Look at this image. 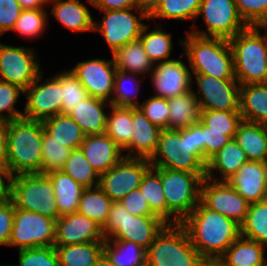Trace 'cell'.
Masks as SVG:
<instances>
[{"mask_svg":"<svg viewBox=\"0 0 267 266\" xmlns=\"http://www.w3.org/2000/svg\"><path fill=\"white\" fill-rule=\"evenodd\" d=\"M180 224L206 262H217L240 236L239 224L209 209L201 201Z\"/></svg>","mask_w":267,"mask_h":266,"instance_id":"obj_1","label":"cell"},{"mask_svg":"<svg viewBox=\"0 0 267 266\" xmlns=\"http://www.w3.org/2000/svg\"><path fill=\"white\" fill-rule=\"evenodd\" d=\"M152 167L191 173H206L201 121L186 129H162L158 147L149 159Z\"/></svg>","mask_w":267,"mask_h":266,"instance_id":"obj_2","label":"cell"},{"mask_svg":"<svg viewBox=\"0 0 267 266\" xmlns=\"http://www.w3.org/2000/svg\"><path fill=\"white\" fill-rule=\"evenodd\" d=\"M192 74L210 75L217 79H236L233 53L229 41L202 37L186 31L178 38Z\"/></svg>","mask_w":267,"mask_h":266,"instance_id":"obj_3","label":"cell"},{"mask_svg":"<svg viewBox=\"0 0 267 266\" xmlns=\"http://www.w3.org/2000/svg\"><path fill=\"white\" fill-rule=\"evenodd\" d=\"M42 138L41 121L24 117L9 121L6 166L11 176L40 174Z\"/></svg>","mask_w":267,"mask_h":266,"instance_id":"obj_4","label":"cell"},{"mask_svg":"<svg viewBox=\"0 0 267 266\" xmlns=\"http://www.w3.org/2000/svg\"><path fill=\"white\" fill-rule=\"evenodd\" d=\"M228 41L239 84L267 83V28L248 26Z\"/></svg>","mask_w":267,"mask_h":266,"instance_id":"obj_5","label":"cell"},{"mask_svg":"<svg viewBox=\"0 0 267 266\" xmlns=\"http://www.w3.org/2000/svg\"><path fill=\"white\" fill-rule=\"evenodd\" d=\"M153 168L161 178L166 200V224H179L200 202L201 183L206 173Z\"/></svg>","mask_w":267,"mask_h":266,"instance_id":"obj_6","label":"cell"},{"mask_svg":"<svg viewBox=\"0 0 267 266\" xmlns=\"http://www.w3.org/2000/svg\"><path fill=\"white\" fill-rule=\"evenodd\" d=\"M185 228L166 224L146 250V266H203Z\"/></svg>","mask_w":267,"mask_h":266,"instance_id":"obj_7","label":"cell"},{"mask_svg":"<svg viewBox=\"0 0 267 266\" xmlns=\"http://www.w3.org/2000/svg\"><path fill=\"white\" fill-rule=\"evenodd\" d=\"M165 225L155 215H132L117 201L111 204L102 233L105 239L127 240L147 250Z\"/></svg>","mask_w":267,"mask_h":266,"instance_id":"obj_8","label":"cell"},{"mask_svg":"<svg viewBox=\"0 0 267 266\" xmlns=\"http://www.w3.org/2000/svg\"><path fill=\"white\" fill-rule=\"evenodd\" d=\"M15 208L59 218L54 185L46 174H18L11 176L10 197Z\"/></svg>","mask_w":267,"mask_h":266,"instance_id":"obj_9","label":"cell"},{"mask_svg":"<svg viewBox=\"0 0 267 266\" xmlns=\"http://www.w3.org/2000/svg\"><path fill=\"white\" fill-rule=\"evenodd\" d=\"M198 18L203 19L206 30L193 24L191 30L186 31L202 37L229 40L248 27L240 17L234 0H201L196 20Z\"/></svg>","mask_w":267,"mask_h":266,"instance_id":"obj_10","label":"cell"},{"mask_svg":"<svg viewBox=\"0 0 267 266\" xmlns=\"http://www.w3.org/2000/svg\"><path fill=\"white\" fill-rule=\"evenodd\" d=\"M101 13L102 18L94 20V32H99L103 36L111 55L127 43L139 39L146 25L143 21L149 19L138 7Z\"/></svg>","mask_w":267,"mask_h":266,"instance_id":"obj_11","label":"cell"},{"mask_svg":"<svg viewBox=\"0 0 267 266\" xmlns=\"http://www.w3.org/2000/svg\"><path fill=\"white\" fill-rule=\"evenodd\" d=\"M55 220L42 214L14 207L8 247L18 250L54 246Z\"/></svg>","mask_w":267,"mask_h":266,"instance_id":"obj_12","label":"cell"},{"mask_svg":"<svg viewBox=\"0 0 267 266\" xmlns=\"http://www.w3.org/2000/svg\"><path fill=\"white\" fill-rule=\"evenodd\" d=\"M35 51L29 46H12L0 42V80L23 90L29 87L42 72Z\"/></svg>","mask_w":267,"mask_h":266,"instance_id":"obj_13","label":"cell"},{"mask_svg":"<svg viewBox=\"0 0 267 266\" xmlns=\"http://www.w3.org/2000/svg\"><path fill=\"white\" fill-rule=\"evenodd\" d=\"M197 85L192 89L200 110L239 111L240 84L236 79H217L205 74H192Z\"/></svg>","mask_w":267,"mask_h":266,"instance_id":"obj_14","label":"cell"},{"mask_svg":"<svg viewBox=\"0 0 267 266\" xmlns=\"http://www.w3.org/2000/svg\"><path fill=\"white\" fill-rule=\"evenodd\" d=\"M43 77L44 71L24 90L26 99L23 109L24 118L43 121L61 113L60 78L55 74L42 81Z\"/></svg>","mask_w":267,"mask_h":266,"instance_id":"obj_15","label":"cell"},{"mask_svg":"<svg viewBox=\"0 0 267 266\" xmlns=\"http://www.w3.org/2000/svg\"><path fill=\"white\" fill-rule=\"evenodd\" d=\"M150 167L149 159L124 157L100 175L99 187L113 202H119L129 192L139 188L145 172Z\"/></svg>","mask_w":267,"mask_h":266,"instance_id":"obj_16","label":"cell"},{"mask_svg":"<svg viewBox=\"0 0 267 266\" xmlns=\"http://www.w3.org/2000/svg\"><path fill=\"white\" fill-rule=\"evenodd\" d=\"M184 57L185 54L181 53L179 59L154 64L149 76L151 88H154L152 95L169 99L184 95L194 88L190 66L181 60Z\"/></svg>","mask_w":267,"mask_h":266,"instance_id":"obj_17","label":"cell"},{"mask_svg":"<svg viewBox=\"0 0 267 266\" xmlns=\"http://www.w3.org/2000/svg\"><path fill=\"white\" fill-rule=\"evenodd\" d=\"M200 201L239 225L244 222L250 204L227 181H213L206 177L201 183Z\"/></svg>","mask_w":267,"mask_h":266,"instance_id":"obj_18","label":"cell"},{"mask_svg":"<svg viewBox=\"0 0 267 266\" xmlns=\"http://www.w3.org/2000/svg\"><path fill=\"white\" fill-rule=\"evenodd\" d=\"M70 70L85 87L89 96L111 102L117 71L113 57L109 60L89 58L79 61Z\"/></svg>","mask_w":267,"mask_h":266,"instance_id":"obj_19","label":"cell"},{"mask_svg":"<svg viewBox=\"0 0 267 266\" xmlns=\"http://www.w3.org/2000/svg\"><path fill=\"white\" fill-rule=\"evenodd\" d=\"M105 242L102 227L78 212L60 216L55 222L54 245Z\"/></svg>","mask_w":267,"mask_h":266,"instance_id":"obj_20","label":"cell"},{"mask_svg":"<svg viewBox=\"0 0 267 266\" xmlns=\"http://www.w3.org/2000/svg\"><path fill=\"white\" fill-rule=\"evenodd\" d=\"M161 130L138 107H132L133 136L123 150L124 157L150 159L157 150Z\"/></svg>","mask_w":267,"mask_h":266,"instance_id":"obj_21","label":"cell"},{"mask_svg":"<svg viewBox=\"0 0 267 266\" xmlns=\"http://www.w3.org/2000/svg\"><path fill=\"white\" fill-rule=\"evenodd\" d=\"M80 149L99 176L124 158L123 150L105 133L86 135Z\"/></svg>","mask_w":267,"mask_h":266,"instance_id":"obj_22","label":"cell"},{"mask_svg":"<svg viewBox=\"0 0 267 266\" xmlns=\"http://www.w3.org/2000/svg\"><path fill=\"white\" fill-rule=\"evenodd\" d=\"M50 14L73 33L94 32V17L82 0H48Z\"/></svg>","mask_w":267,"mask_h":266,"instance_id":"obj_23","label":"cell"},{"mask_svg":"<svg viewBox=\"0 0 267 266\" xmlns=\"http://www.w3.org/2000/svg\"><path fill=\"white\" fill-rule=\"evenodd\" d=\"M227 182L250 204L267 199V184L260 161L244 163Z\"/></svg>","mask_w":267,"mask_h":266,"instance_id":"obj_24","label":"cell"},{"mask_svg":"<svg viewBox=\"0 0 267 266\" xmlns=\"http://www.w3.org/2000/svg\"><path fill=\"white\" fill-rule=\"evenodd\" d=\"M111 105L106 100L88 96L68 115L80 126L85 135L103 134L109 111L106 108L110 109Z\"/></svg>","mask_w":267,"mask_h":266,"instance_id":"obj_25","label":"cell"},{"mask_svg":"<svg viewBox=\"0 0 267 266\" xmlns=\"http://www.w3.org/2000/svg\"><path fill=\"white\" fill-rule=\"evenodd\" d=\"M267 248L240 235L217 260L218 266H267Z\"/></svg>","mask_w":267,"mask_h":266,"instance_id":"obj_26","label":"cell"},{"mask_svg":"<svg viewBox=\"0 0 267 266\" xmlns=\"http://www.w3.org/2000/svg\"><path fill=\"white\" fill-rule=\"evenodd\" d=\"M245 152L232 138L216 155H214L206 165V178L213 181H227L239 168L248 162ZM219 172V178L217 174Z\"/></svg>","mask_w":267,"mask_h":266,"instance_id":"obj_27","label":"cell"},{"mask_svg":"<svg viewBox=\"0 0 267 266\" xmlns=\"http://www.w3.org/2000/svg\"><path fill=\"white\" fill-rule=\"evenodd\" d=\"M239 111L244 121L267 125V83L240 85Z\"/></svg>","mask_w":267,"mask_h":266,"instance_id":"obj_28","label":"cell"},{"mask_svg":"<svg viewBox=\"0 0 267 266\" xmlns=\"http://www.w3.org/2000/svg\"><path fill=\"white\" fill-rule=\"evenodd\" d=\"M115 67L118 71L137 74L145 77L150 76L154 64L147 56L140 39L131 41L112 54Z\"/></svg>","mask_w":267,"mask_h":266,"instance_id":"obj_29","label":"cell"},{"mask_svg":"<svg viewBox=\"0 0 267 266\" xmlns=\"http://www.w3.org/2000/svg\"><path fill=\"white\" fill-rule=\"evenodd\" d=\"M234 139L249 161L263 162L267 158V125L242 121Z\"/></svg>","mask_w":267,"mask_h":266,"instance_id":"obj_30","label":"cell"},{"mask_svg":"<svg viewBox=\"0 0 267 266\" xmlns=\"http://www.w3.org/2000/svg\"><path fill=\"white\" fill-rule=\"evenodd\" d=\"M46 175L54 185L55 202L59 211V217L77 212L85 187L78 184L62 170L52 171Z\"/></svg>","mask_w":267,"mask_h":266,"instance_id":"obj_31","label":"cell"},{"mask_svg":"<svg viewBox=\"0 0 267 266\" xmlns=\"http://www.w3.org/2000/svg\"><path fill=\"white\" fill-rule=\"evenodd\" d=\"M168 129H186L200 121V106L192 90L168 99Z\"/></svg>","mask_w":267,"mask_h":266,"instance_id":"obj_32","label":"cell"},{"mask_svg":"<svg viewBox=\"0 0 267 266\" xmlns=\"http://www.w3.org/2000/svg\"><path fill=\"white\" fill-rule=\"evenodd\" d=\"M41 122L44 130L55 141L71 150L80 148L86 136L80 126L68 114L60 113Z\"/></svg>","mask_w":267,"mask_h":266,"instance_id":"obj_33","label":"cell"},{"mask_svg":"<svg viewBox=\"0 0 267 266\" xmlns=\"http://www.w3.org/2000/svg\"><path fill=\"white\" fill-rule=\"evenodd\" d=\"M59 266H93L104 253V242L54 245Z\"/></svg>","mask_w":267,"mask_h":266,"instance_id":"obj_34","label":"cell"},{"mask_svg":"<svg viewBox=\"0 0 267 266\" xmlns=\"http://www.w3.org/2000/svg\"><path fill=\"white\" fill-rule=\"evenodd\" d=\"M149 27V24L144 26L139 39L152 63L156 64L174 59L171 57L173 50L172 34L166 32L164 28L162 29L160 23L151 30Z\"/></svg>","mask_w":267,"mask_h":266,"instance_id":"obj_35","label":"cell"},{"mask_svg":"<svg viewBox=\"0 0 267 266\" xmlns=\"http://www.w3.org/2000/svg\"><path fill=\"white\" fill-rule=\"evenodd\" d=\"M104 254L113 266H146V250L134 242L105 239Z\"/></svg>","mask_w":267,"mask_h":266,"instance_id":"obj_36","label":"cell"},{"mask_svg":"<svg viewBox=\"0 0 267 266\" xmlns=\"http://www.w3.org/2000/svg\"><path fill=\"white\" fill-rule=\"evenodd\" d=\"M107 114L105 134H107L122 150L130 143L132 133V107L111 105Z\"/></svg>","mask_w":267,"mask_h":266,"instance_id":"obj_37","label":"cell"},{"mask_svg":"<svg viewBox=\"0 0 267 266\" xmlns=\"http://www.w3.org/2000/svg\"><path fill=\"white\" fill-rule=\"evenodd\" d=\"M112 202L99 186L85 188L77 212L103 227L107 221Z\"/></svg>","mask_w":267,"mask_h":266,"instance_id":"obj_38","label":"cell"},{"mask_svg":"<svg viewBox=\"0 0 267 266\" xmlns=\"http://www.w3.org/2000/svg\"><path fill=\"white\" fill-rule=\"evenodd\" d=\"M139 78L143 77L117 70L114 78V91L110 103L118 107H138L140 101L137 97L139 96L138 94H140V87L144 81Z\"/></svg>","mask_w":267,"mask_h":266,"instance_id":"obj_39","label":"cell"},{"mask_svg":"<svg viewBox=\"0 0 267 266\" xmlns=\"http://www.w3.org/2000/svg\"><path fill=\"white\" fill-rule=\"evenodd\" d=\"M240 235L255 240L267 248V199L249 204Z\"/></svg>","mask_w":267,"mask_h":266,"instance_id":"obj_40","label":"cell"},{"mask_svg":"<svg viewBox=\"0 0 267 266\" xmlns=\"http://www.w3.org/2000/svg\"><path fill=\"white\" fill-rule=\"evenodd\" d=\"M201 0H162L159 8L149 17V20H175L196 23V16Z\"/></svg>","mask_w":267,"mask_h":266,"instance_id":"obj_41","label":"cell"},{"mask_svg":"<svg viewBox=\"0 0 267 266\" xmlns=\"http://www.w3.org/2000/svg\"><path fill=\"white\" fill-rule=\"evenodd\" d=\"M151 212L166 223V200L160 174L151 166L144 174L139 186Z\"/></svg>","mask_w":267,"mask_h":266,"instance_id":"obj_42","label":"cell"},{"mask_svg":"<svg viewBox=\"0 0 267 266\" xmlns=\"http://www.w3.org/2000/svg\"><path fill=\"white\" fill-rule=\"evenodd\" d=\"M49 12L45 9H22L19 18L15 22L11 32H16L18 36L26 40L38 38L46 32L48 27Z\"/></svg>","mask_w":267,"mask_h":266,"instance_id":"obj_43","label":"cell"},{"mask_svg":"<svg viewBox=\"0 0 267 266\" xmlns=\"http://www.w3.org/2000/svg\"><path fill=\"white\" fill-rule=\"evenodd\" d=\"M62 171L85 188L99 186L100 176L88 163L80 148L71 150Z\"/></svg>","mask_w":267,"mask_h":266,"instance_id":"obj_44","label":"cell"},{"mask_svg":"<svg viewBox=\"0 0 267 266\" xmlns=\"http://www.w3.org/2000/svg\"><path fill=\"white\" fill-rule=\"evenodd\" d=\"M42 161L40 174L62 170L69 158L71 149L55 141L43 128Z\"/></svg>","mask_w":267,"mask_h":266,"instance_id":"obj_45","label":"cell"},{"mask_svg":"<svg viewBox=\"0 0 267 266\" xmlns=\"http://www.w3.org/2000/svg\"><path fill=\"white\" fill-rule=\"evenodd\" d=\"M56 75L60 78L62 94L61 114H68L89 95L85 87L79 82L70 69L60 72L57 71Z\"/></svg>","mask_w":267,"mask_h":266,"instance_id":"obj_46","label":"cell"},{"mask_svg":"<svg viewBox=\"0 0 267 266\" xmlns=\"http://www.w3.org/2000/svg\"><path fill=\"white\" fill-rule=\"evenodd\" d=\"M200 121L210 130L237 131L243 119L240 111L201 110Z\"/></svg>","mask_w":267,"mask_h":266,"instance_id":"obj_47","label":"cell"},{"mask_svg":"<svg viewBox=\"0 0 267 266\" xmlns=\"http://www.w3.org/2000/svg\"><path fill=\"white\" fill-rule=\"evenodd\" d=\"M21 95L24 96V90L19 86L0 80V119L9 122L23 117V111L15 105Z\"/></svg>","mask_w":267,"mask_h":266,"instance_id":"obj_48","label":"cell"},{"mask_svg":"<svg viewBox=\"0 0 267 266\" xmlns=\"http://www.w3.org/2000/svg\"><path fill=\"white\" fill-rule=\"evenodd\" d=\"M18 264L9 266H59L54 246L18 250Z\"/></svg>","mask_w":267,"mask_h":266,"instance_id":"obj_49","label":"cell"},{"mask_svg":"<svg viewBox=\"0 0 267 266\" xmlns=\"http://www.w3.org/2000/svg\"><path fill=\"white\" fill-rule=\"evenodd\" d=\"M138 108L154 125L161 129L168 128V99L151 95L143 102H140Z\"/></svg>","mask_w":267,"mask_h":266,"instance_id":"obj_50","label":"cell"},{"mask_svg":"<svg viewBox=\"0 0 267 266\" xmlns=\"http://www.w3.org/2000/svg\"><path fill=\"white\" fill-rule=\"evenodd\" d=\"M236 131L210 130L201 122V138L203 142V157L208 162L216 155L232 138Z\"/></svg>","mask_w":267,"mask_h":266,"instance_id":"obj_51","label":"cell"},{"mask_svg":"<svg viewBox=\"0 0 267 266\" xmlns=\"http://www.w3.org/2000/svg\"><path fill=\"white\" fill-rule=\"evenodd\" d=\"M240 17L248 26H262L267 21V0H234Z\"/></svg>","mask_w":267,"mask_h":266,"instance_id":"obj_52","label":"cell"},{"mask_svg":"<svg viewBox=\"0 0 267 266\" xmlns=\"http://www.w3.org/2000/svg\"><path fill=\"white\" fill-rule=\"evenodd\" d=\"M21 11L17 0H0V37L13 30Z\"/></svg>","mask_w":267,"mask_h":266,"instance_id":"obj_53","label":"cell"},{"mask_svg":"<svg viewBox=\"0 0 267 266\" xmlns=\"http://www.w3.org/2000/svg\"><path fill=\"white\" fill-rule=\"evenodd\" d=\"M14 218V204L10 198L0 201V246L8 247Z\"/></svg>","mask_w":267,"mask_h":266,"instance_id":"obj_54","label":"cell"},{"mask_svg":"<svg viewBox=\"0 0 267 266\" xmlns=\"http://www.w3.org/2000/svg\"><path fill=\"white\" fill-rule=\"evenodd\" d=\"M119 202L132 215H137V216L154 215L151 212L149 204L147 200L144 198L139 188L129 192Z\"/></svg>","mask_w":267,"mask_h":266,"instance_id":"obj_55","label":"cell"},{"mask_svg":"<svg viewBox=\"0 0 267 266\" xmlns=\"http://www.w3.org/2000/svg\"><path fill=\"white\" fill-rule=\"evenodd\" d=\"M98 11L122 10L137 7L136 0H87Z\"/></svg>","mask_w":267,"mask_h":266,"instance_id":"obj_56","label":"cell"},{"mask_svg":"<svg viewBox=\"0 0 267 266\" xmlns=\"http://www.w3.org/2000/svg\"><path fill=\"white\" fill-rule=\"evenodd\" d=\"M9 122L0 119V165H7V135Z\"/></svg>","mask_w":267,"mask_h":266,"instance_id":"obj_57","label":"cell"},{"mask_svg":"<svg viewBox=\"0 0 267 266\" xmlns=\"http://www.w3.org/2000/svg\"><path fill=\"white\" fill-rule=\"evenodd\" d=\"M11 175L7 166L0 165V201L10 197Z\"/></svg>","mask_w":267,"mask_h":266,"instance_id":"obj_58","label":"cell"},{"mask_svg":"<svg viewBox=\"0 0 267 266\" xmlns=\"http://www.w3.org/2000/svg\"><path fill=\"white\" fill-rule=\"evenodd\" d=\"M162 0H136L137 7L150 17L160 6Z\"/></svg>","mask_w":267,"mask_h":266,"instance_id":"obj_59","label":"cell"},{"mask_svg":"<svg viewBox=\"0 0 267 266\" xmlns=\"http://www.w3.org/2000/svg\"><path fill=\"white\" fill-rule=\"evenodd\" d=\"M22 9H44L48 7V0H17Z\"/></svg>","mask_w":267,"mask_h":266,"instance_id":"obj_60","label":"cell"},{"mask_svg":"<svg viewBox=\"0 0 267 266\" xmlns=\"http://www.w3.org/2000/svg\"><path fill=\"white\" fill-rule=\"evenodd\" d=\"M93 266H113L109 258L103 253Z\"/></svg>","mask_w":267,"mask_h":266,"instance_id":"obj_61","label":"cell"},{"mask_svg":"<svg viewBox=\"0 0 267 266\" xmlns=\"http://www.w3.org/2000/svg\"><path fill=\"white\" fill-rule=\"evenodd\" d=\"M263 170H264V180L267 184V158L262 162Z\"/></svg>","mask_w":267,"mask_h":266,"instance_id":"obj_62","label":"cell"},{"mask_svg":"<svg viewBox=\"0 0 267 266\" xmlns=\"http://www.w3.org/2000/svg\"><path fill=\"white\" fill-rule=\"evenodd\" d=\"M203 266H218L216 262H206Z\"/></svg>","mask_w":267,"mask_h":266,"instance_id":"obj_63","label":"cell"},{"mask_svg":"<svg viewBox=\"0 0 267 266\" xmlns=\"http://www.w3.org/2000/svg\"><path fill=\"white\" fill-rule=\"evenodd\" d=\"M263 28H267V21L262 25Z\"/></svg>","mask_w":267,"mask_h":266,"instance_id":"obj_64","label":"cell"},{"mask_svg":"<svg viewBox=\"0 0 267 266\" xmlns=\"http://www.w3.org/2000/svg\"><path fill=\"white\" fill-rule=\"evenodd\" d=\"M0 266H9V264H1Z\"/></svg>","mask_w":267,"mask_h":266,"instance_id":"obj_65","label":"cell"}]
</instances>
